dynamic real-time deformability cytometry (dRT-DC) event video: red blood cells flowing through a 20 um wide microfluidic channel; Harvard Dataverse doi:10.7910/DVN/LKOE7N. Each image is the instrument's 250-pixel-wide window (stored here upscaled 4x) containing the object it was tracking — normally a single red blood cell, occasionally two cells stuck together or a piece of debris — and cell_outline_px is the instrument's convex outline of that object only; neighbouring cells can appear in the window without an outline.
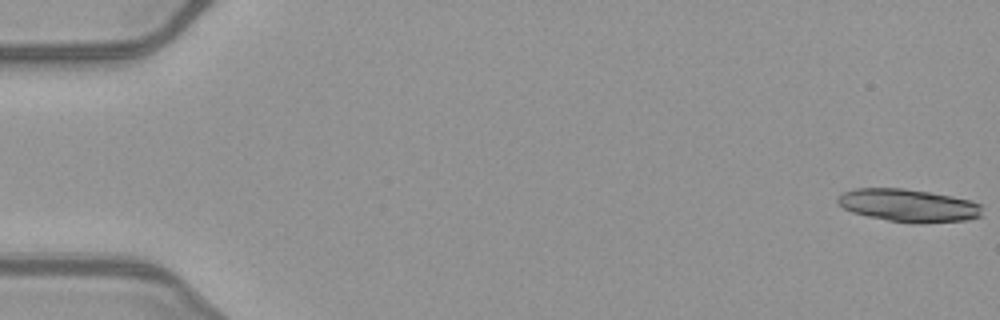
{"species": "common noctule bat (a hibernating species)", "species_latin": "Nyctalus noctula", "temperature_condition": "warm", "stored_images_in_passage": 16, "camera_frame_rate_fps": 3000, "um_per_image_px": 0.085, "animal": {"sex": "female", "body_mass_g": 21.9}, "frame": {"image": 1, "passage_image": 1, "time_ms": 0.0, "image_size_px": [1000, 320], "cell_outline_px": [[980, 216], [968, 220], [912, 224], [888, 220], [868, 216], [852, 212], [844, 208], [836, 200], [844, 192], [856, 188], [904, 188], [952, 196], [968, 200], [980, 204]], "centroid_in_image_um": [77.21, 17.47], "position_along_channel_um": 7.8, "area_um2": 27.4}}